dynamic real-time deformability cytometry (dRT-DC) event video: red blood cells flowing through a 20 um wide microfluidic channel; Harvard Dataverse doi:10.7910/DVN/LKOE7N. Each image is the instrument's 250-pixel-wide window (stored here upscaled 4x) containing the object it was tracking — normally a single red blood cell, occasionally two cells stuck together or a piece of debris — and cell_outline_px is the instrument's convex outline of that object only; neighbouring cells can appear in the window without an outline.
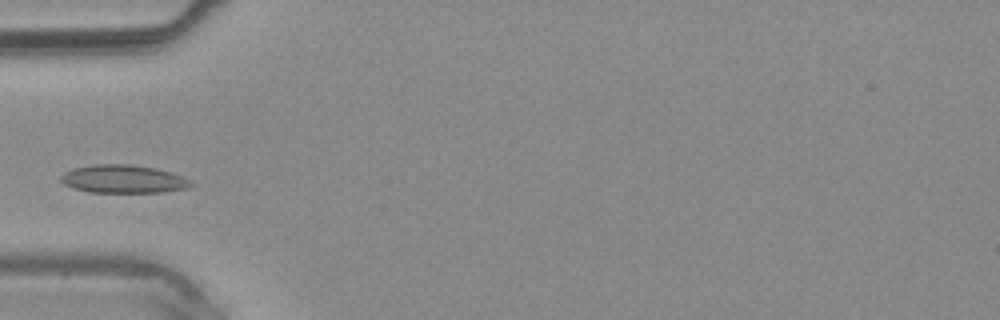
{"species": "common noctule bat (a hibernating species)", "species_latin": "Nyctalus noctula", "temperature_condition": "warm", "stored_images_in_passage": 26, "camera_frame_rate_fps": 3000, "um_per_image_px": 0.085, "animal": {"sex": "male", "body_mass_g": 20.4}, "frame": {"image": 1, "passage_image": 1, "time_ms": 0.0, "image_size_px": [1000, 320], "cell_outline_px": [[196, 184], [188, 188], [164, 192], [88, 192], [72, 188], [64, 184], [60, 180], [60, 176], [64, 172], [72, 168], [96, 164], [128, 164], [156, 168], [180, 176]], "centroid_in_image_um": [10.44, 15.22], "position_along_channel_um": 74.6, "area_um2": 21.33}}
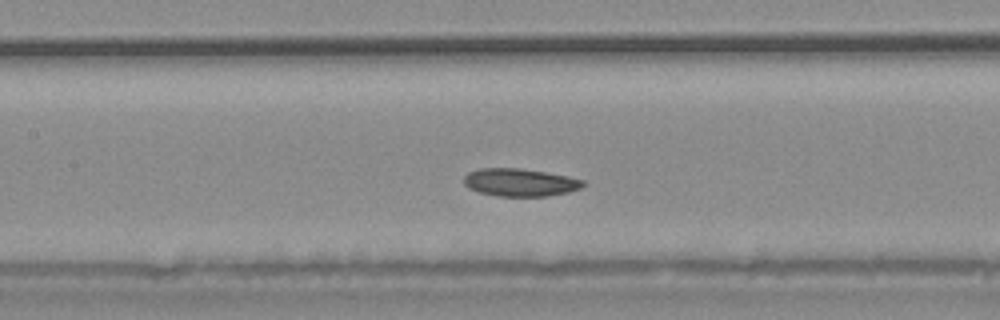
{"frame": {"image": 2, "passage_image": 6, "time_ms": 1.667, "image_size_px": [1000, 320], "cell_outline_px": [[584, 184], [580, 188], [568, 192], [548, 196], [500, 196], [480, 192], [468, 188], [464, 184], [464, 176], [468, 172], [480, 168], [520, 168], [568, 176], [584, 180]], "centroid_in_image_um": [44.18, 15.5], "position_along_channel_um": 163.2, "area_um2": 19.19}}
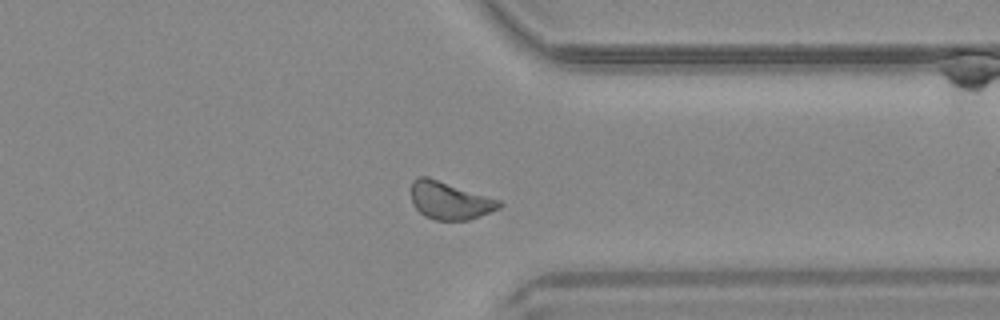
{"frame": {"image": 3, "passage_image": 18, "time_ms": 5.667, "image_size_px": [1000, 320], "cell_outline_px": [[504, 204], [500, 208], [480, 216], [468, 220], [436, 220], [424, 216], [412, 204], [412, 180], [420, 176], [428, 176], [500, 200]], "centroid_in_image_um": [38.23, 17.04], "position_along_channel_um": 373.2, "area_um2": 19.36}}